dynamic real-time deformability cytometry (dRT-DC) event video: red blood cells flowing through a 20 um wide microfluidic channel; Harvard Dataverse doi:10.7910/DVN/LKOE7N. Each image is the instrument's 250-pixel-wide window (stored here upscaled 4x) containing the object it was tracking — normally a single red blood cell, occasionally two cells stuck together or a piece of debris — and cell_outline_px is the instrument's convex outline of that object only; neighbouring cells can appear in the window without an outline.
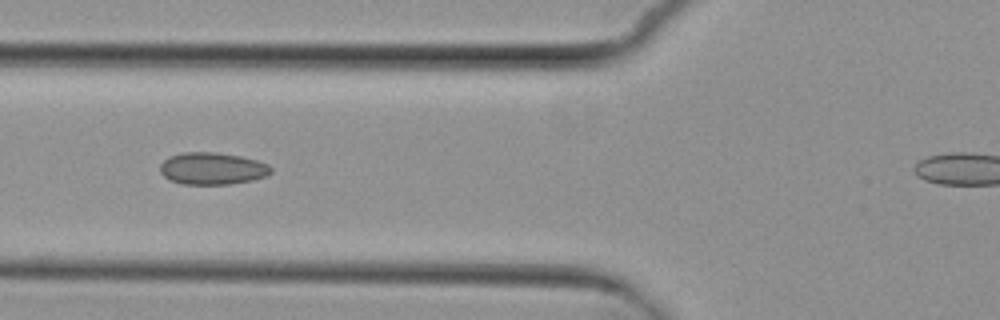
{"species": "common noctule bat (a hibernating species)", "species_latin": "Nyctalus noctula", "temperature_condition": "cold", "stored_images_in_passage": 5, "camera_frame_rate_fps": 3000, "um_per_image_px": 0.085, "animal": {"sex": "female", "body_mass_g": 29.2, "forearm_length_mm": 56.3}, "frame": {"image": 1, "passage_image": 3, "time_ms": 2.333, "image_size_px": [1000, 320], "cell_outline_px": [[272, 172], [268, 176], [252, 180], [228, 184], [184, 184], [168, 180], [160, 172], [160, 164], [168, 156], [184, 152], [216, 152], [240, 156], [256, 160], [268, 164], [272, 168]], "centroid_in_image_um": [18.04, 14.32], "position_along_channel_um": 107.8, "area_um2": 20.87}}
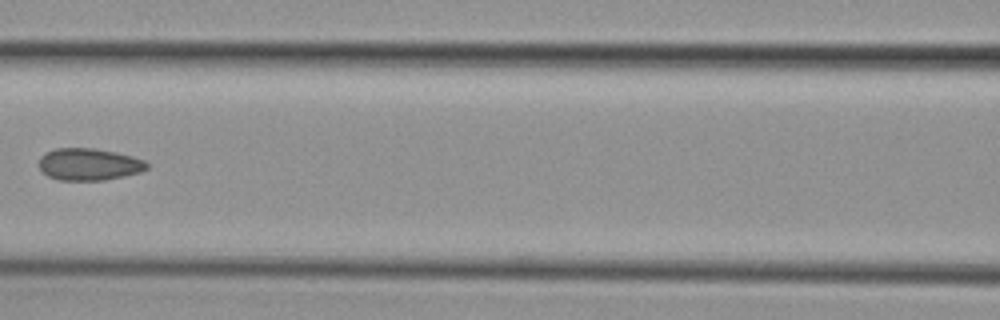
{"frame": {"image": 2, "passage_image": 4, "time_ms": 3.667, "image_size_px": [1000, 320], "cell_outline_px": [[148, 168], [140, 172], [124, 176], [104, 180], [56, 180], [40, 172], [40, 156], [44, 152], [56, 148], [96, 148], [116, 152], [132, 156], [144, 160], [148, 164]], "centroid_in_image_um": [7.54, 13.96], "position_along_channel_um": 159.1, "area_um2": 20.35}}
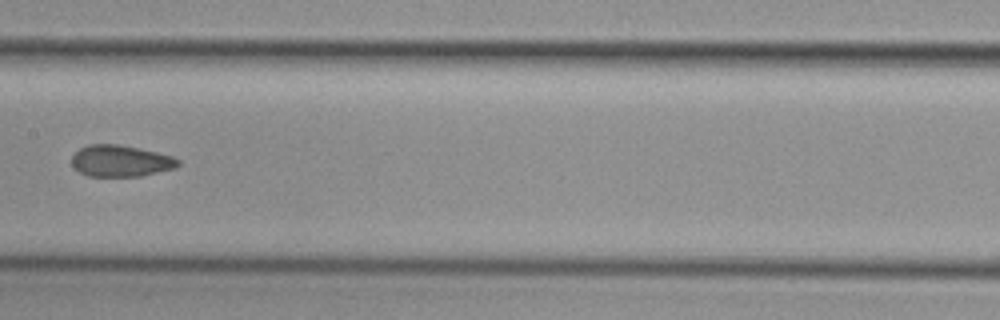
{"frame": {"image": 3, "passage_image": 5, "time_ms": 4.667, "image_size_px": [1000, 320], "cell_outline_px": [[180, 164], [176, 168], [140, 176], [88, 176], [80, 172], [72, 164], [72, 156], [80, 148], [88, 144], [116, 144], [140, 148], [172, 156], [180, 160]], "centroid_in_image_um": [10.27, 13.67], "position_along_channel_um": 197.1, "area_um2": 19.48}}